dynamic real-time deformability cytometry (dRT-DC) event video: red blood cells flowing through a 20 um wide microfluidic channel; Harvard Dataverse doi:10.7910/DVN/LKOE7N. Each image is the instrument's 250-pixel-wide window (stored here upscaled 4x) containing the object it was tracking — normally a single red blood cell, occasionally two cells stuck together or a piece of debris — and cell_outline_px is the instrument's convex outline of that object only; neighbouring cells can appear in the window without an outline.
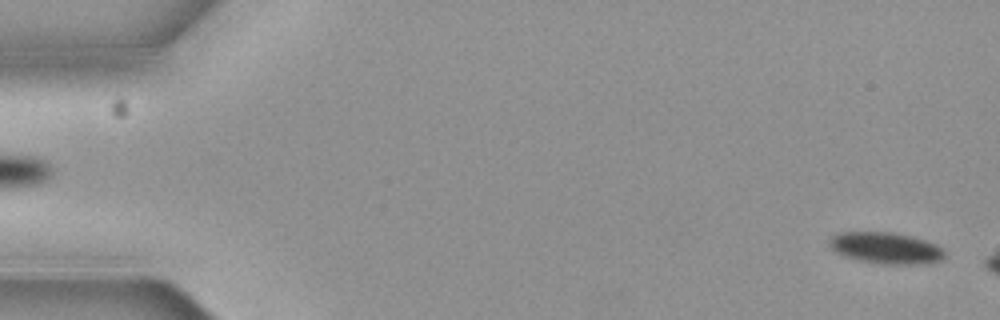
{"species": "common noctule bat (a hibernating species)", "species_latin": "Nyctalus noctula", "temperature_condition": "cold", "stored_images_in_passage": 4, "camera_frame_rate_fps": 3000, "um_per_image_px": 0.085, "animal": {"sex": "female", "body_mass_g": 19.3, "forearm_length_mm": 54.1}, "frame": {"image": 1, "passage_image": 4, "time_ms": 1.0, "image_size_px": [1000, 320], "cell_outline_px": [[944, 256], [940, 260], [916, 264], [888, 264], [860, 260], [844, 256], [836, 252], [828, 244], [828, 240], [832, 236], [840, 232], [892, 232], [912, 236], [936, 244], [944, 252]], "centroid_in_image_um": [75.26, 21.06], "position_along_channel_um": 9.7, "area_um2": 20.81}}